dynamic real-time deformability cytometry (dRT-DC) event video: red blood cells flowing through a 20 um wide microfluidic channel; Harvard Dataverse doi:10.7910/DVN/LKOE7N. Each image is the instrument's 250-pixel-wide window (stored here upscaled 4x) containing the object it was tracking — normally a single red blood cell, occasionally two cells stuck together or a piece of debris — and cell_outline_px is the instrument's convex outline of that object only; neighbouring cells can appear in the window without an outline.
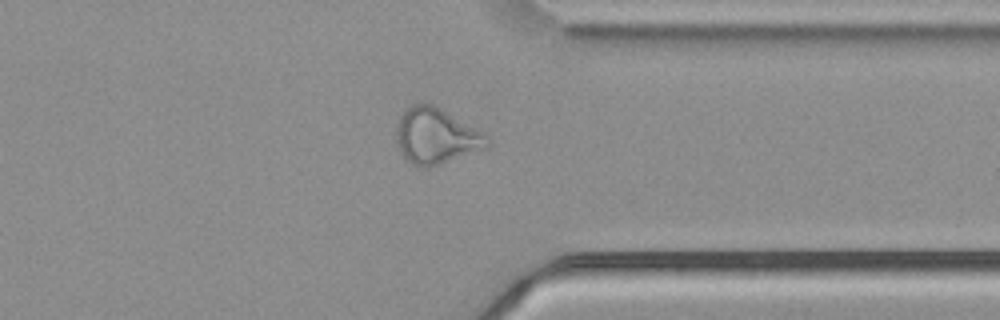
{"species": "common noctule bat (a hibernating species)", "species_latin": "Nyctalus noctula", "temperature_condition": "cold", "stored_images_in_passage": 48, "segment_of_instrument_passage": [1, 2], "camera_frame_rate_fps": 3000, "um_per_image_px": 0.085, "animal": {"sex": "male", "body_mass_g": 21.5, "forearm_length_mm": 52.0}, "frame": {"image": 1, "passage_image": 35, "time_ms": 11.333, "image_size_px": [1000, 320], "cell_outline_px": [[492, 144], [488, 148], [428, 168], [420, 168], [412, 164], [400, 152], [396, 140], [396, 124], [400, 116], [412, 104], [432, 104], [440, 108], [488, 136]], "centroid_in_image_um": [37.06, 11.6], "position_along_channel_um": 374.3, "area_um2": 29.42}}